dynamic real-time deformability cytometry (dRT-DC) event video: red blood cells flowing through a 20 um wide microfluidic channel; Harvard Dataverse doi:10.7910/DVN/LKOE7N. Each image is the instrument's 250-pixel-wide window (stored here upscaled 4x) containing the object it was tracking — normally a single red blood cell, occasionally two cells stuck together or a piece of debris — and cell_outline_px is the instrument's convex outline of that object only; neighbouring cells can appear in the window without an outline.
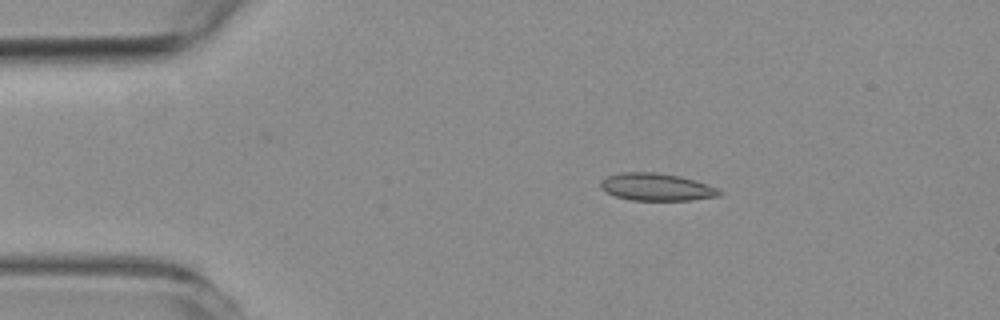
{"species": "common noctule bat (a hibernating species)", "species_latin": "Nyctalus noctula", "temperature_condition": "room temperature", "stored_images_in_passage": 54, "camera_frame_rate_fps": 3000, "um_per_image_px": 0.085, "animal": {"sex": "female", "body_mass_g": 19.3, "forearm_length_mm": 54.1}, "frame": {"image": 1, "passage_image": 9, "time_ms": 2.667, "image_size_px": [1000, 320], "cell_outline_px": [[720, 196], [692, 200], [632, 200], [616, 196], [604, 192], [600, 188], [600, 180], [608, 176], [620, 172], [656, 172], [680, 176], [696, 180], [716, 188], [720, 192]], "centroid_in_image_um": [55.76, 15.89], "position_along_channel_um": 29.2, "area_um2": 19.02}}
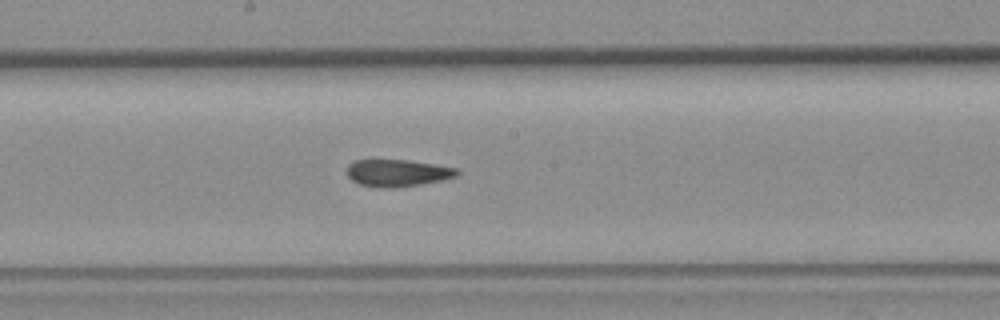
{"frame": {"image": 2, "passage_image": 28, "time_ms": 9.0, "image_size_px": [1000, 320], "cell_outline_px": [[460, 172], [456, 176], [440, 180], [420, 184], [392, 188], [380, 188], [360, 184], [352, 180], [348, 176], [348, 164], [356, 160], [408, 160], [456, 168]], "centroid_in_image_um": [33.76, 14.7], "position_along_channel_um": 214.4, "area_um2": 17.11}}
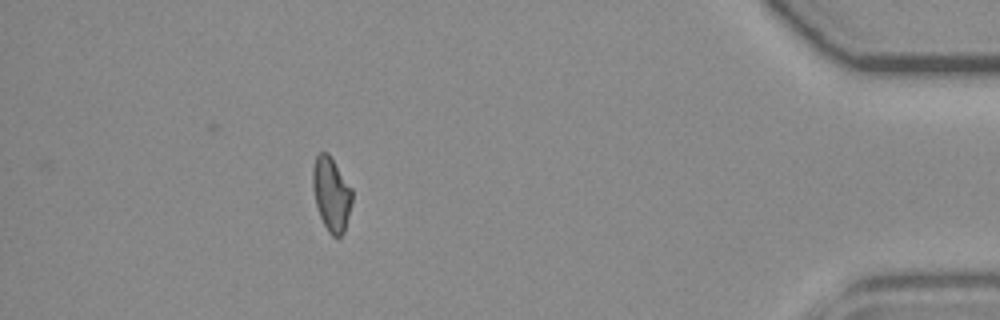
{"frame": {"image": 3, "passage_image": 48, "time_ms": 15.667, "image_size_px": [1000, 320], "cell_outline_px": [[352, 200], [344, 232], [340, 236], [332, 236], [328, 232], [320, 216], [316, 204], [312, 188], [312, 168], [316, 156], [320, 152], [328, 152], [352, 188]], "centroid_in_image_um": [28.15, 16.47], "position_along_channel_um": 407.0, "area_um2": 16.94}, "authors_computed_cell_mechanics": {"area_um2": 17.8602, "velocity_mm_per_s": 3.7462, "shape_relaxation_time_tau1_ms": null, "shape_relaxation_time_tau2_ms": 3.6134, "deformation_change_tau1": null, "deformation_change_tau2": 0.0983}}